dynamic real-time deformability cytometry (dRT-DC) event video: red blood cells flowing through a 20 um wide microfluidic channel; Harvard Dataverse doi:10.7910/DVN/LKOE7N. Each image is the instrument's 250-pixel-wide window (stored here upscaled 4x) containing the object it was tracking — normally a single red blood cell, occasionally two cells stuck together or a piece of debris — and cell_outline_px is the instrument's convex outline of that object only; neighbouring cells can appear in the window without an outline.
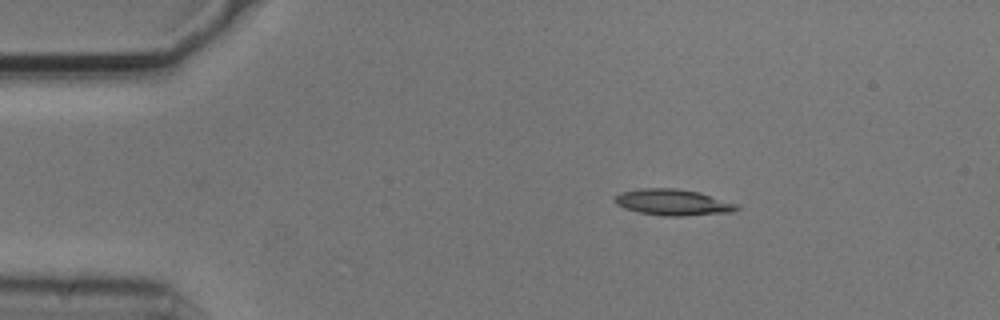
{"species": "common noctule bat (a hibernating species)", "species_latin": "Nyctalus noctula", "temperature_condition": "cold", "stored_images_in_passage": 3, "camera_frame_rate_fps": 3000, "um_per_image_px": 0.085, "animal": {"sex": "male", "body_mass_g": 20.5, "forearm_length_mm": 52.5}, "frame": {"image": 1, "passage_image": 1, "time_ms": 0.0, "image_size_px": [1000, 320], "cell_outline_px": [[740, 208], [732, 212], [684, 216], [664, 216], [640, 212], [624, 208], [616, 204], [612, 200], [620, 192], [644, 188], [676, 188], [700, 192], [740, 204]], "centroid_in_image_um": [57.23, 17.19], "position_along_channel_um": 27.8, "area_um2": 18.79}}